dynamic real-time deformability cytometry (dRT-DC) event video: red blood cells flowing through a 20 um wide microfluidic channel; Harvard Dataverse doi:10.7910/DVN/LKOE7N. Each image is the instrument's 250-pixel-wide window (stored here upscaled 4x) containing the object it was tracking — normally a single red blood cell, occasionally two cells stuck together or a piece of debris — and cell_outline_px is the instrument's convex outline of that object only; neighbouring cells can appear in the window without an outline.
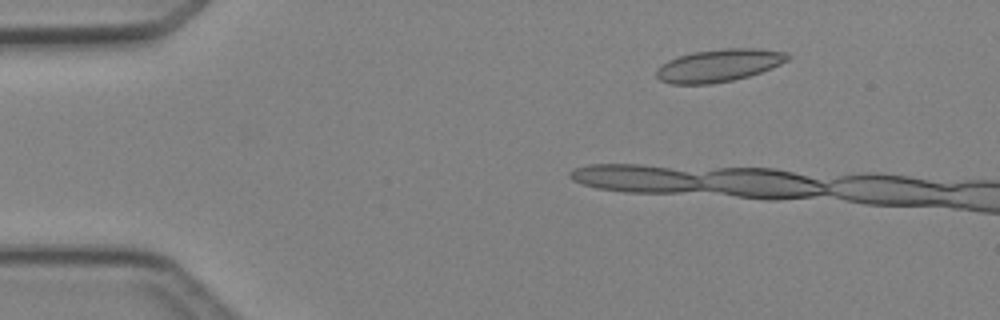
{"species": "Egyptian fruit bat (a non-hibernating species)", "species_latin": "Rousettus aegyptiacus", "temperature_condition": "cold", "stored_images_in_passage": 3, "camera_frame_rate_fps": 3000, "um_per_image_px": 0.085, "animal": {"sex": "female"}, "frame": {"image": 1, "passage_image": 2, "time_ms": 1.0, "image_size_px": [1000, 320], "cell_outline_px": [[792, 56], [788, 60], [772, 68], [748, 76], [732, 80], [708, 84], [668, 84], [660, 80], [656, 76], [656, 68], [660, 64], [668, 60], [692, 52], [720, 48], [756, 48], [788, 52]], "centroid_in_image_um": [61.1, 5.55], "position_along_channel_um": 23.9, "area_um2": 25.14}}